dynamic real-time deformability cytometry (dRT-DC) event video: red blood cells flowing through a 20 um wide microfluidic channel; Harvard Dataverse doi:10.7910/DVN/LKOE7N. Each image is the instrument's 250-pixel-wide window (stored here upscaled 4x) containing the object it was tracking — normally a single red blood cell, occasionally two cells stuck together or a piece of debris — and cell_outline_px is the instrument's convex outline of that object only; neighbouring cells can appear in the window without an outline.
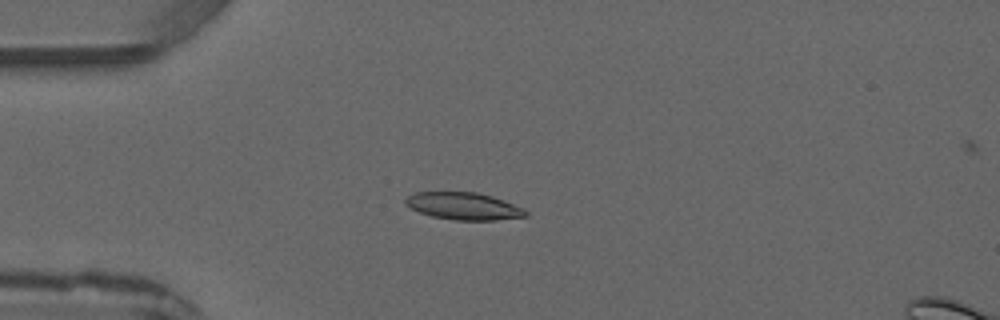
{"species": "common noctule bat (a hibernating species)", "species_latin": "Nyctalus noctula", "temperature_condition": "warm", "stored_images_in_passage": 4, "camera_frame_rate_fps": 3000, "um_per_image_px": 0.085, "animal": {"sex": "male", "forearm_length_mm": 52.5}, "frame": {"image": 1, "passage_image": 3, "time_ms": 2.333, "image_size_px": [1000, 320], "cell_outline_px": [[528, 216], [496, 220], [452, 220], [432, 216], [420, 212], [404, 204], [404, 200], [408, 196], [416, 192], [476, 192], [492, 196], [504, 200], [524, 208], [528, 212]], "centroid_in_image_um": [39.43, 17.52], "position_along_channel_um": 45.6, "area_um2": 19.13}}